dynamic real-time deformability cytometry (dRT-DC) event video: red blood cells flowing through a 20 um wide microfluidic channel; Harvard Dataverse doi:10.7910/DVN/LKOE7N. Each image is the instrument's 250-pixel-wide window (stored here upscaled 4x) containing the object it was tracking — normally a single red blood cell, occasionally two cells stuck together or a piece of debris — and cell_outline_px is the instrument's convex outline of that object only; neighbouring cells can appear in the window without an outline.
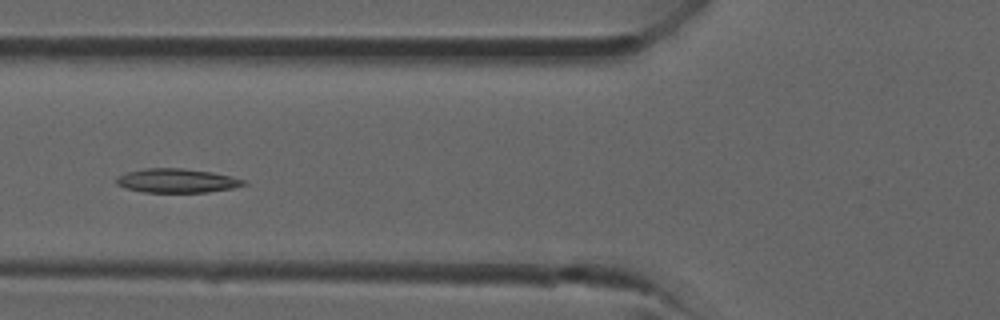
{"species": "common noctule bat (a hibernating species)", "species_latin": "Nyctalus noctula", "temperature_condition": "room temperature", "stored_images_in_passage": 29, "camera_frame_rate_fps": 3000, "um_per_image_px": 0.085, "animal": {"sex": "male", "forearm_length_mm": 52.5}, "frame": {"image": 1, "passage_image": 13, "time_ms": 4.0, "image_size_px": [1000, 320], "cell_outline_px": [[248, 184], [232, 188], [208, 192], [144, 192], [124, 188], [116, 184], [116, 176], [128, 172], [144, 168], [184, 168], [212, 172], [232, 176], [248, 180]], "centroid_in_image_um": [15.06, 15.35], "position_along_channel_um": 110.7, "area_um2": 18.03}}
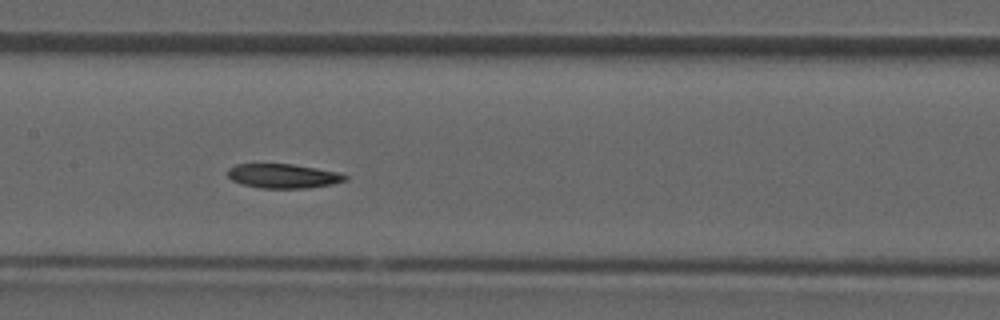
{"frame": {"image": 2, "passage_image": 17, "time_ms": 5.333, "image_size_px": [1000, 320], "cell_outline_px": [[348, 180], [332, 184], [308, 188], [260, 188], [244, 184], [232, 180], [228, 176], [228, 168], [236, 164], [292, 164], [316, 168], [336, 172], [348, 176]], "centroid_in_image_um": [24.08, 14.96], "position_along_channel_um": 183.3, "area_um2": 16.53}}